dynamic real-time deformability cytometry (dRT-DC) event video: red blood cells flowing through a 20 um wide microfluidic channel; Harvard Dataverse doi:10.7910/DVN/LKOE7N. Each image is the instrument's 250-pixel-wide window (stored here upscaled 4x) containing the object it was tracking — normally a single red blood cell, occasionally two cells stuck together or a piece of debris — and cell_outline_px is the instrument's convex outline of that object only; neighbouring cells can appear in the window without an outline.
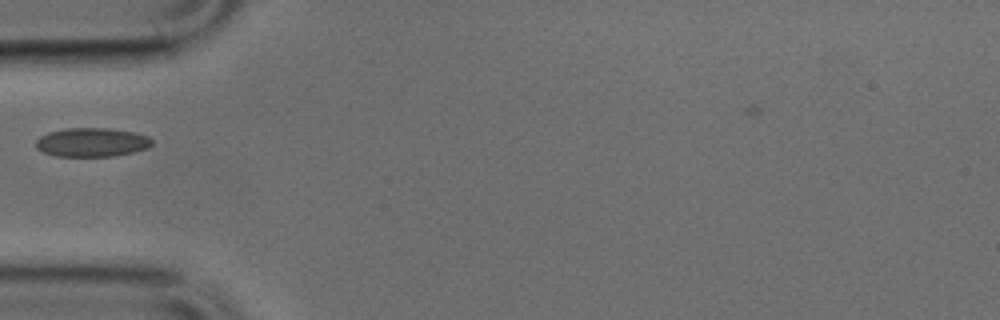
{"species": "common noctule bat (a hibernating species)", "species_latin": "Nyctalus noctula", "temperature_condition": "cold", "stored_images_in_passage": 36, "camera_frame_rate_fps": 3000, "um_per_image_px": 0.085, "animal": {"sex": "male", "body_mass_g": 17.9, "forearm_length_mm": 54.2}, "frame": {"image": 1, "passage_image": 1, "time_ms": 0.0, "image_size_px": [1000, 320], "cell_outline_px": [[152, 144], [148, 148], [132, 152], [112, 156], [56, 156], [44, 152], [36, 148], [36, 140], [40, 136], [48, 132], [64, 128], [108, 128], [136, 132], [148, 136], [152, 140]], "centroid_in_image_um": [7.81, 12.08], "position_along_channel_um": 77.2, "area_um2": 19.59}}
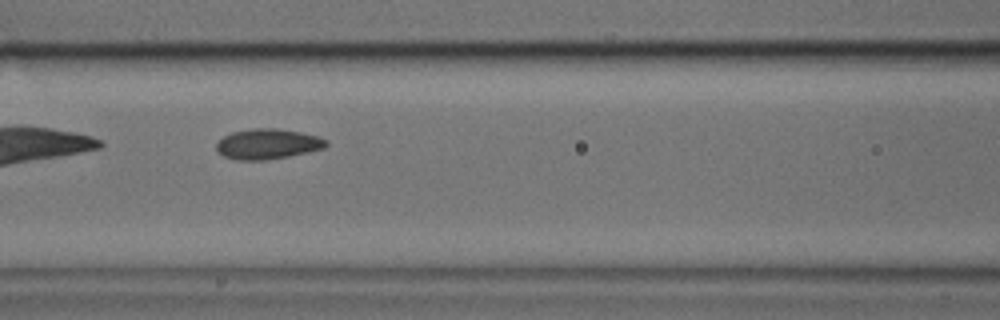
{"frame": {"image": 2, "passage_image": 6, "time_ms": 1.667, "image_size_px": [1000, 320], "cell_outline_px": [[328, 144], [324, 148], [308, 152], [288, 156], [264, 160], [236, 160], [224, 156], [216, 148], [216, 144], [224, 136], [232, 132], [252, 128], [276, 128], [300, 132], [316, 136], [328, 140]], "centroid_in_image_um": [22.76, 12.23], "position_along_channel_um": 143.8, "area_um2": 19.25}}